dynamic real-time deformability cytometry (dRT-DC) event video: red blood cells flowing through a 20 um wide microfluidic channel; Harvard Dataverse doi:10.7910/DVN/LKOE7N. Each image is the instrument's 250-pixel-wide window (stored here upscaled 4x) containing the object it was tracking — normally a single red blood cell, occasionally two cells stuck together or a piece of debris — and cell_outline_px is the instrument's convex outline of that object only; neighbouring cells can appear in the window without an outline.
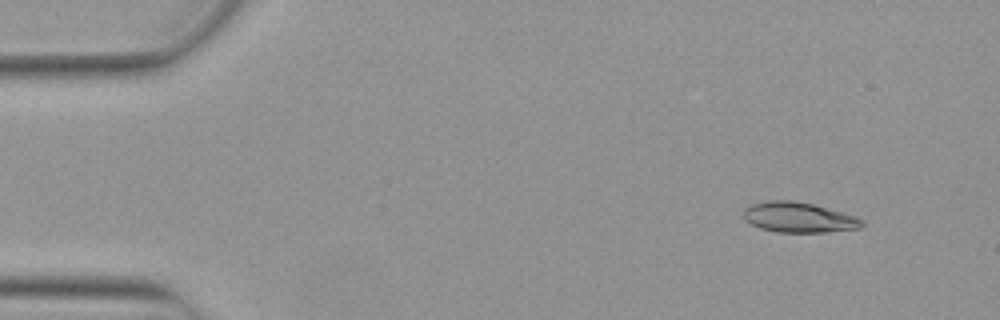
{"species": "Egyptian fruit bat (a non-hibernating species)", "species_latin": "Rousettus aegyptiacus", "temperature_condition": "warm", "stored_images_in_passage": 50, "camera_frame_rate_fps": 3000, "um_per_image_px": 0.085, "animal": {"sex": "female"}, "frame": {"image": 1, "passage_image": 3, "time_ms": 0.667, "image_size_px": [1000, 320], "cell_outline_px": [[864, 224], [860, 228], [824, 232], [776, 232], [760, 228], [744, 220], [744, 208], [752, 204], [768, 200], [792, 200], [812, 204], [844, 212], [856, 216], [864, 220]], "centroid_in_image_um": [67.9, 18.47], "position_along_channel_um": 17.1, "area_um2": 20.92}}
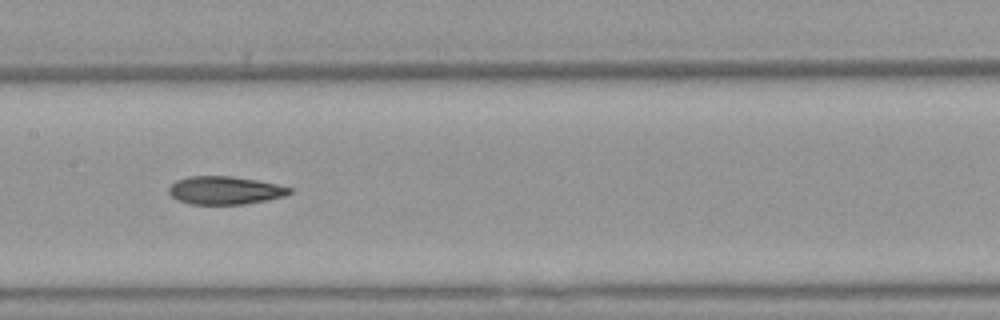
{"frame": {"image": 2, "passage_image": 24, "time_ms": 7.667, "image_size_px": [1000, 320], "cell_outline_px": [[292, 192], [288, 196], [268, 200], [244, 204], [192, 204], [180, 200], [172, 196], [168, 192], [168, 188], [176, 180], [188, 176], [232, 176], [256, 180], [276, 184], [292, 188]], "centroid_in_image_um": [19.16, 16.18], "position_along_channel_um": 188.2, "area_um2": 19.77}}
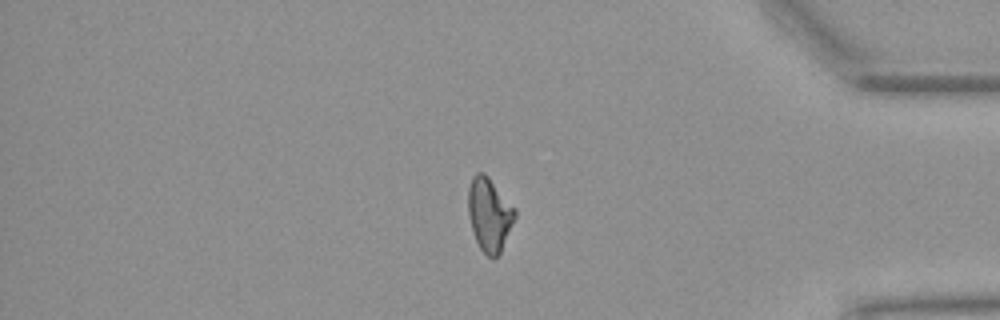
{"frame": {"image": 3, "passage_image": 42, "time_ms": 13.667, "image_size_px": [1000, 320], "cell_outline_px": [[516, 216], [500, 252], [492, 260], [480, 248], [476, 240], [468, 216], [468, 188], [472, 176], [476, 172], [484, 172], [488, 176], [516, 208]], "centroid_in_image_um": [41.59, 18.19], "position_along_channel_um": 393.6, "area_um2": 20.0}, "authors_computed_cell_mechanics": {"area_um2": 20.2878, "velocity_mm_per_s": 3.8902, "shape_relaxation_time_tau1_ms": 10.4819, "shape_relaxation_time_tau2_ms": 4.494, "deformation_change_tau1": 0.2589, "deformation_change_tau2": 0.1387}}